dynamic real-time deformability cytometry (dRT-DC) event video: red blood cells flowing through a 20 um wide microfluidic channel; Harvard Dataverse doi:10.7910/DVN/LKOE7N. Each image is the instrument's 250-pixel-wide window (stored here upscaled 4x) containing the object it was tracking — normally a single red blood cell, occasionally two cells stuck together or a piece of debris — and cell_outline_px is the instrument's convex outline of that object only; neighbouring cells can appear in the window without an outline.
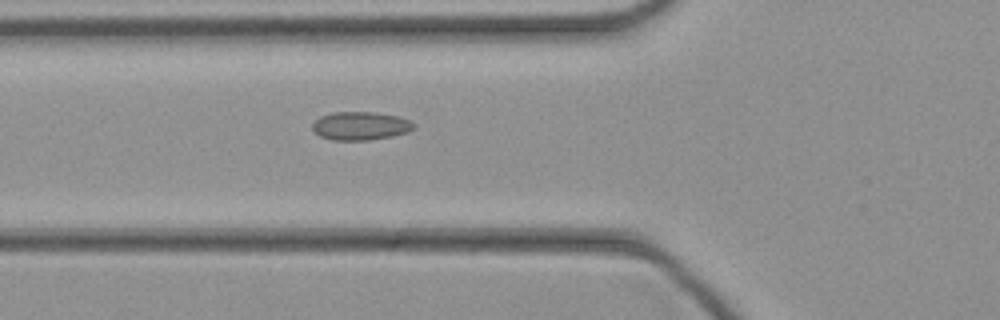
{"species": "common noctule bat (a hibernating species)", "species_latin": "Nyctalus noctula", "temperature_condition": "cold", "stored_images_in_passage": 34, "segment_of_instrument_passage": [1, 2], "camera_frame_rate_fps": 3000, "um_per_image_px": 0.085, "animal": {"sex": "female", "body_mass_g": 21.9}, "frame": {"image": 1, "passage_image": 4, "time_ms": 1.0, "image_size_px": [1000, 320], "cell_outline_px": [[416, 128], [408, 132], [392, 136], [368, 140], [332, 140], [320, 136], [312, 128], [312, 124], [320, 116], [332, 112], [376, 112], [396, 116], [408, 120], [416, 124]], "centroid_in_image_um": [30.65, 10.7], "position_along_channel_um": 95.1, "area_um2": 16.76}}
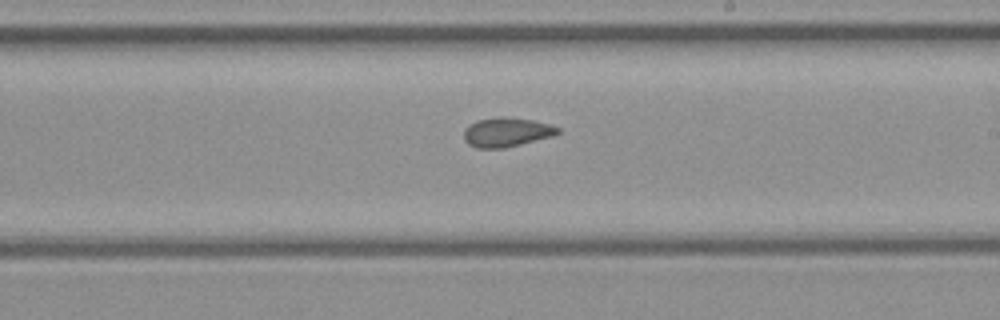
{"frame": {"image": 2, "passage_image": 14, "time_ms": 4.333, "image_size_px": [1000, 320], "cell_outline_px": [[560, 132], [552, 136], [504, 148], [476, 148], [468, 144], [464, 140], [464, 128], [468, 124], [476, 120], [496, 116], [504, 116], [532, 120], [548, 124], [560, 128]], "centroid_in_image_um": [43.0, 11.22], "position_along_channel_um": 246.0, "area_um2": 16.13}}
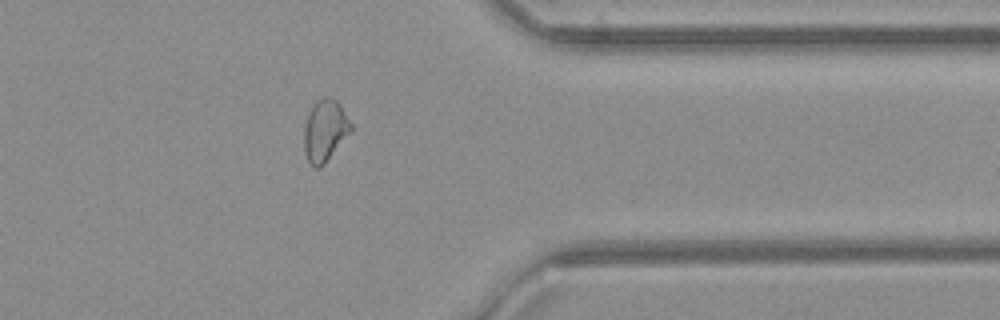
{"frame": {"image": 3, "passage_image": 24, "time_ms": 7.667, "image_size_px": [1000, 320], "cell_outline_px": [[352, 132], [324, 164], [320, 168], [316, 168], [308, 160], [304, 152], [304, 128], [308, 112], [312, 104], [316, 100], [324, 96], [332, 96], [340, 104], [352, 124]], "centroid_in_image_um": [27.63, 11.06], "position_along_channel_um": 383.8, "area_um2": 17.17}}